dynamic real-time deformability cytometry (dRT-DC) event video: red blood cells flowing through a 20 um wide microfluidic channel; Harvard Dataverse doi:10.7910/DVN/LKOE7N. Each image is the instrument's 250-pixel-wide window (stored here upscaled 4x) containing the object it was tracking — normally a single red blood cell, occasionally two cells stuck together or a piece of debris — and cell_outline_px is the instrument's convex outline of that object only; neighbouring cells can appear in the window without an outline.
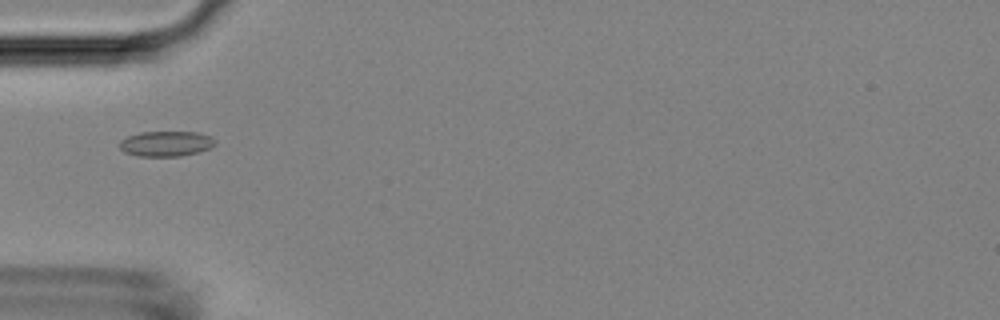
{"species": "Egyptian fruit bat (a non-hibernating species)", "species_latin": "Rousettus aegyptiacus", "temperature_condition": "room temperature", "stored_images_in_passage": 5, "camera_frame_rate_fps": 3000, "um_per_image_px": 0.085, "animal": {"sex": "female"}, "frame": {"image": 1, "passage_image": 5, "time_ms": 4.667, "image_size_px": [1000, 320], "cell_outline_px": [[216, 144], [212, 148], [200, 152], [180, 156], [136, 156], [124, 152], [120, 148], [120, 140], [128, 136], [140, 132], [196, 132], [212, 136], [216, 140]], "centroid_in_image_um": [14.15, 12.22], "position_along_channel_um": 70.8, "area_um2": 14.28}}